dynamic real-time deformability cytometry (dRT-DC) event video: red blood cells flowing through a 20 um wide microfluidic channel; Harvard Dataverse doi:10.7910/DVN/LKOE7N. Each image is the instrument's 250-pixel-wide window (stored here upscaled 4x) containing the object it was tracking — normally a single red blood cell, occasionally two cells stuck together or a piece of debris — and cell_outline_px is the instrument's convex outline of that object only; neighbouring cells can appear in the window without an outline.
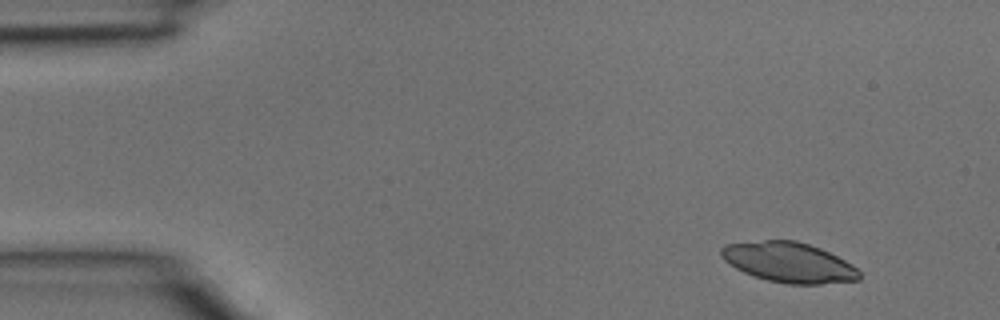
{"species": "common noctule bat (a hibernating species)", "species_latin": "Nyctalus noctula", "temperature_condition": "room temperature", "stored_images_in_passage": 37, "camera_frame_rate_fps": 3000, "um_per_image_px": 0.085, "animal": {"sex": "male", "body_mass_g": 15.6}, "frame": {"image": 1, "passage_image": 2, "time_ms": 0.333, "image_size_px": [1000, 320], "cell_outline_px": [[860, 280], [820, 284], [788, 284], [768, 280], [744, 272], [736, 268], [724, 260], [720, 256], [720, 248], [724, 244], [764, 240], [796, 240], [820, 248], [852, 264], [860, 272]], "centroid_in_image_um": [67.04, 22.29], "position_along_channel_um": 18.0, "area_um2": 32.19}}